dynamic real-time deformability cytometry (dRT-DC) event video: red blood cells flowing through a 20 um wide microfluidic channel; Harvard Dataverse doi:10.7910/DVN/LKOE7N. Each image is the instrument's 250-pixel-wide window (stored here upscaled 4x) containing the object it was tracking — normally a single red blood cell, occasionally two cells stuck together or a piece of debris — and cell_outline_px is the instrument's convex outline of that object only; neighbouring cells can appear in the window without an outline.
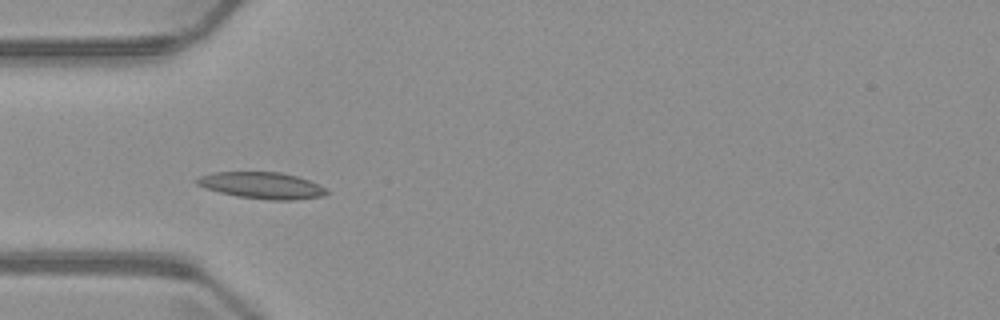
{"species": "common noctule bat (a hibernating species)", "species_latin": "Nyctalus noctula", "temperature_condition": "warm", "stored_images_in_passage": 6, "camera_frame_rate_fps": 3000, "um_per_image_px": 0.085, "animal": {"sex": "male", "body_mass_g": 23.1, "forearm_length_mm": 52.7}, "frame": {"image": 1, "passage_image": 4, "time_ms": 4.0, "image_size_px": [1000, 320], "cell_outline_px": [[328, 192], [320, 196], [292, 200], [272, 200], [236, 196], [204, 188], [196, 184], [196, 180], [200, 176], [212, 172], [280, 172], [296, 176], [308, 180], [324, 188]], "centroid_in_image_um": [22.2, 15.75], "position_along_channel_um": 62.8, "area_um2": 19.77}}
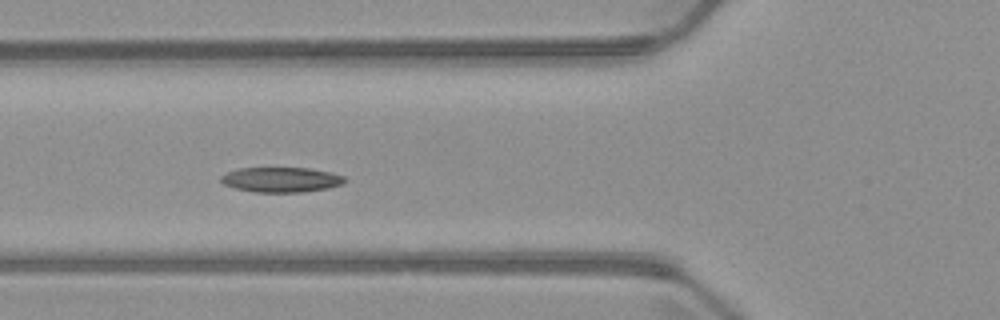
{"frame": {"image": 2, "passage_image": 5, "time_ms": 5.0, "image_size_px": [1000, 320], "cell_outline_px": [[348, 180], [344, 184], [328, 188], [304, 192], [256, 192], [236, 188], [224, 184], [220, 180], [220, 176], [228, 172], [240, 168], [308, 168], [332, 172], [344, 176]], "centroid_in_image_um": [23.96, 15.27], "position_along_channel_um": 101.8, "area_um2": 18.09}}
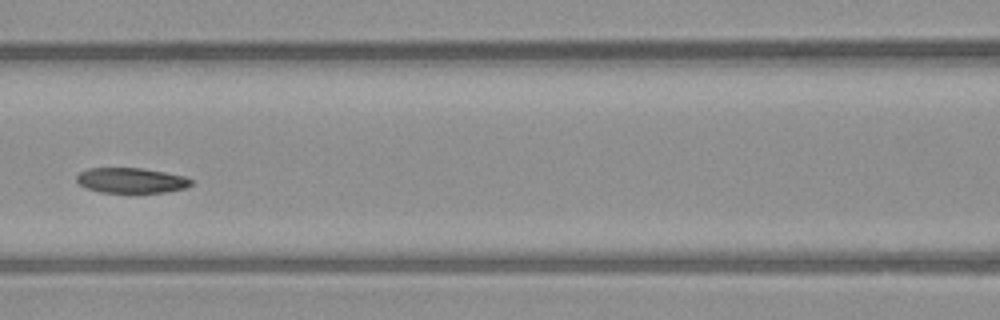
{"frame": {"image": 3, "passage_image": 6, "time_ms": 6.333, "image_size_px": [1000, 320], "cell_outline_px": [[192, 184], [184, 188], [164, 192], [100, 192], [88, 188], [80, 184], [76, 180], [76, 176], [80, 172], [88, 168], [140, 168], [164, 172], [184, 176], [192, 180]], "centroid_in_image_um": [11.14, 15.33], "position_along_channel_um": 155.5, "area_um2": 16.59}}